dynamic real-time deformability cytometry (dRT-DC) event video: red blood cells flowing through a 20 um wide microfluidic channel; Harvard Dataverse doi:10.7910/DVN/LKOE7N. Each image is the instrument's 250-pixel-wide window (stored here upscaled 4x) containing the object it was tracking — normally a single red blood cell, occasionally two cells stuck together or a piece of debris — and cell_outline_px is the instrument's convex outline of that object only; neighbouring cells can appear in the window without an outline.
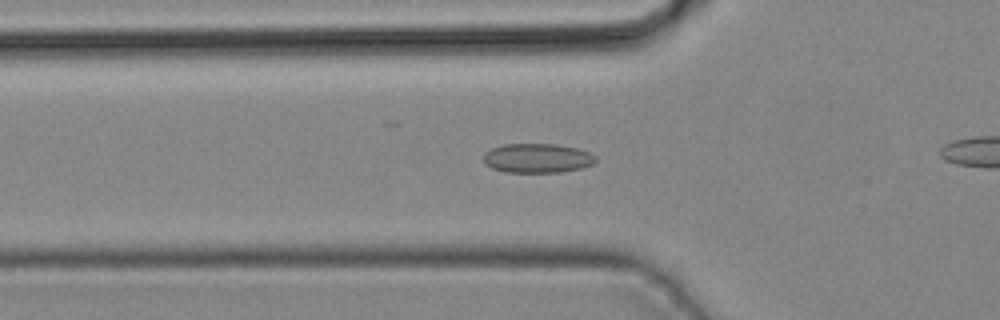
{"species": "common noctule bat (a hibernating species)", "species_latin": "Nyctalus noctula", "temperature_condition": "cold", "stored_images_in_passage": 30, "camera_frame_rate_fps": 3000, "um_per_image_px": 0.085, "animal": {"sex": "male", "body_mass_g": 19.2, "forearm_length_mm": 51.8}, "frame": {"image": 1, "passage_image": 8, "time_ms": 2.333, "image_size_px": [1000, 320], "cell_outline_px": [[596, 160], [592, 164], [580, 168], [560, 172], [504, 172], [492, 168], [484, 164], [484, 152], [492, 148], [504, 144], [556, 144], [576, 148], [588, 152], [596, 156]], "centroid_in_image_um": [45.64, 13.44], "position_along_channel_um": 80.2, "area_um2": 19.13}}
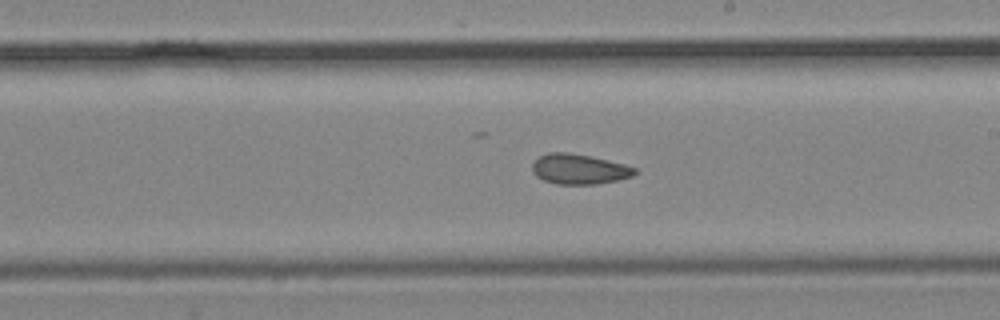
{"frame": {"image": 2, "passage_image": 18, "time_ms": 5.667, "image_size_px": [1000, 320], "cell_outline_px": [[636, 172], [632, 176], [616, 180], [596, 184], [556, 184], [544, 180], [536, 176], [532, 172], [532, 164], [540, 156], [548, 152], [568, 152], [588, 156], [624, 164], [636, 168]], "centroid_in_image_um": [49.19, 14.38], "position_along_channel_um": 239.8, "area_um2": 17.8}}
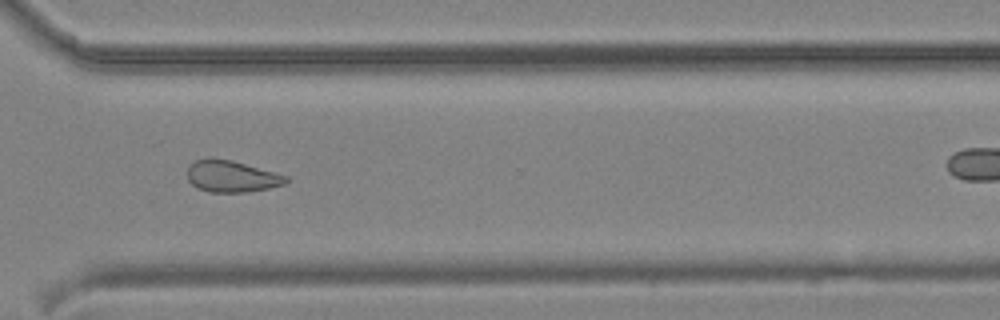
{"frame": {"image": 3, "passage_image": 25, "time_ms": 8.0, "image_size_px": [1000, 320], "cell_outline_px": [[288, 180], [284, 184], [268, 188], [248, 192], [208, 192], [196, 188], [188, 180], [188, 164], [196, 160], [208, 156], [232, 160], [288, 176]], "centroid_in_image_um": [19.63, 14.97], "position_along_channel_um": 351.0, "area_um2": 18.38}}